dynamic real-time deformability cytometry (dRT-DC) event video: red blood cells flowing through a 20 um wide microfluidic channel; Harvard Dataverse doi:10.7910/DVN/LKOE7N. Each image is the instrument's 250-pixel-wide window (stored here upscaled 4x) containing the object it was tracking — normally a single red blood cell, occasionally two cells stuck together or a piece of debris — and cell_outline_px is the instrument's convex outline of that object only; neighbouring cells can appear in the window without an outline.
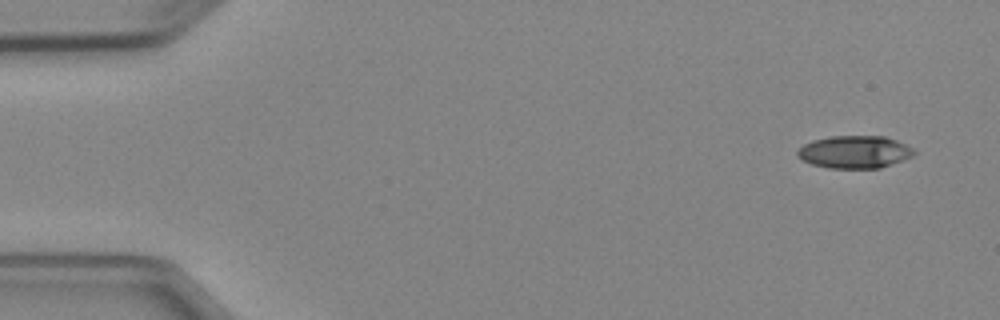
{"species": "Egyptian fruit bat (a non-hibernating species)", "species_latin": "Rousettus aegyptiacus", "temperature_condition": "cold", "stored_images_in_passage": 7, "camera_frame_rate_fps": 3000, "um_per_image_px": 0.085, "animal": {"sex": "female"}, "frame": {"image": 1, "passage_image": 1, "time_ms": 0.0, "image_size_px": [1000, 320], "cell_outline_px": [[916, 152], [912, 156], [880, 168], [828, 168], [812, 164], [796, 156], [796, 152], [804, 144], [812, 140], [832, 136], [884, 136], [896, 140], [912, 148]], "centroid_in_image_um": [72.62, 12.91], "position_along_channel_um": 12.4, "area_um2": 21.96}}
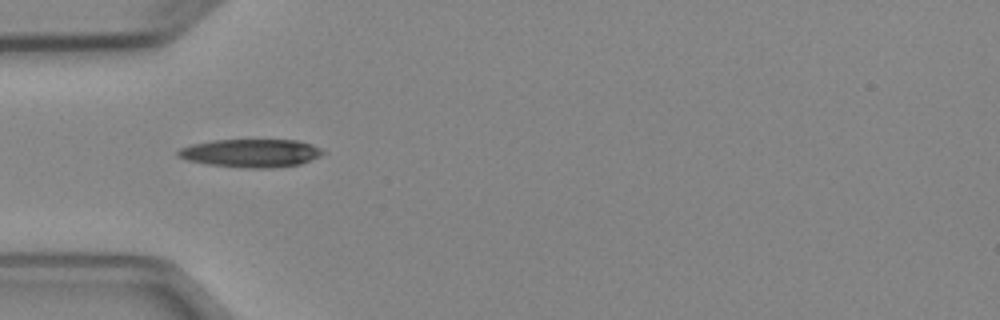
{"frame": {"image": 2, "passage_image": 4, "time_ms": 4.333, "image_size_px": [1000, 320], "cell_outline_px": [[324, 152], [320, 156], [300, 164], [272, 168], [244, 168], [208, 164], [188, 160], [180, 156], [176, 152], [180, 148], [192, 144], [212, 140], [296, 140], [312, 144], [320, 148]], "centroid_in_image_um": [21.34, 13.01], "position_along_channel_um": 63.7, "area_um2": 23.64}}